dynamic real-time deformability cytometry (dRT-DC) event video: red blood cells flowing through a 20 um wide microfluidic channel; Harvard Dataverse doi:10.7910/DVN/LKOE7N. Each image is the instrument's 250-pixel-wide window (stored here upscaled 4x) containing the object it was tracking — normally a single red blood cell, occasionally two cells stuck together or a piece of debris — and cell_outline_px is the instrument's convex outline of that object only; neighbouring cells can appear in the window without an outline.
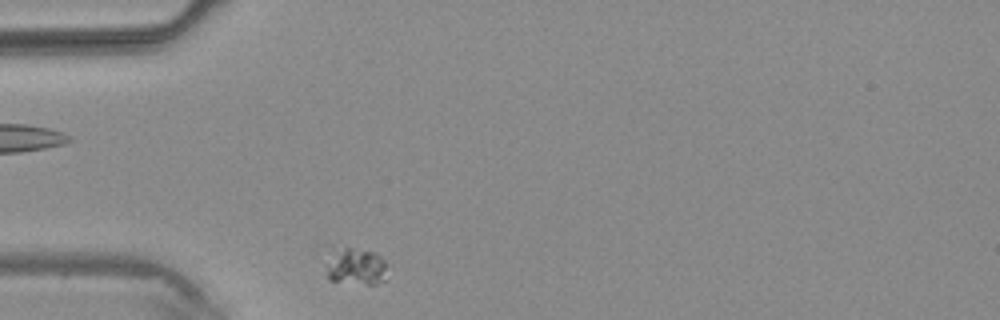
{"species": "common noctule bat (a hibernating species)", "species_latin": "Nyctalus noctula", "temperature_condition": "warm", "stored_images_in_passage": 3, "camera_frame_rate_fps": 3000, "um_per_image_px": 0.085, "animal": {"sex": "male", "body_mass_g": 20.4}, "frame": {"image": 1, "passage_image": 3, "time_ms": 3.333, "image_size_px": [1000, 320], "cell_outline_px": [[392, 268], [388, 280], [376, 284], [368, 284], [328, 280], [328, 244], [332, 244], [376, 252]], "centroid_in_image_um": [30.3, 22.59], "position_along_channel_um": 54.7, "area_um2": 14.33}}